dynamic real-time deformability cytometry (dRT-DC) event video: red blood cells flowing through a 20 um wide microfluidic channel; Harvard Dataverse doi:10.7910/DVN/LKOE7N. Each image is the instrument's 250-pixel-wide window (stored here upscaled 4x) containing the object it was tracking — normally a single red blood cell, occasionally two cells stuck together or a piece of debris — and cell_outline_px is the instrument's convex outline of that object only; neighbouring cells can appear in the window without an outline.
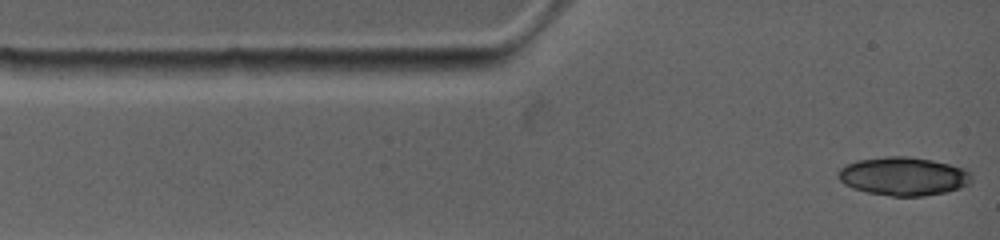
{"species": "common noctule bat (a hibernating species)", "species_latin": "Nyctalus noctula", "temperature_condition": "warm", "stored_images_in_passage": 6, "camera_frame_rate_fps": 4500, "um_per_image_px": 0.085, "animal": {"sex": "female", "body_mass_g": 19.0, "forearm_length_mm": 53.3}, "frame": {"image": 1, "passage_image": 1, "time_ms": 0.0, "image_size_px": [1000, 240], "cell_outline_px": [[972, 180], [968, 184], [960, 188], [948, 192], [924, 196], [892, 196], [868, 192], [852, 188], [844, 184], [836, 176], [840, 168], [856, 160], [888, 156], [908, 156], [932, 160], [964, 168], [972, 176]], "centroid_in_image_um": [76.78, 14.98], "position_along_channel_um": 8.2, "area_um2": 29.94}}